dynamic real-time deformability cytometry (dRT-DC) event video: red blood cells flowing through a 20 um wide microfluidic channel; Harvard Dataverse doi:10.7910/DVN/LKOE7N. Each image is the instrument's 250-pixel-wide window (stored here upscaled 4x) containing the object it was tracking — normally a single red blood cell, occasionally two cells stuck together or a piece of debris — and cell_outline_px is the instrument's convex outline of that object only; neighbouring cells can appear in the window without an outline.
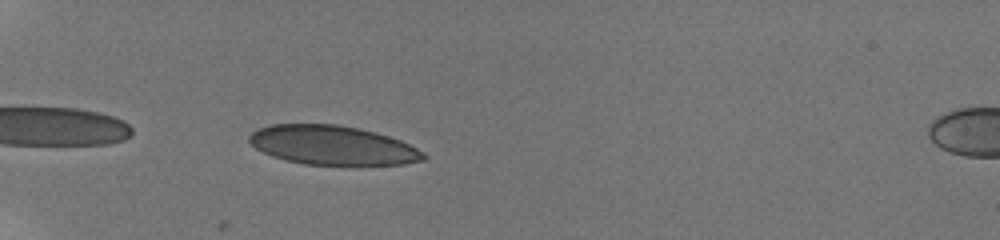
{"species": "human", "species_latin": "Homo sapiens", "temperature_condition": "room temperature", "stored_images_in_passage": 57, "camera_frame_rate_fps": 3000, "um_per_image_px": 0.085, "donor": {"sex": "male"}, "frame": {"image": 1, "passage_image": 5, "time_ms": 1.0, "image_size_px": [1000, 240], "cell_outline_px": [[428, 156], [424, 160], [404, 164], [356, 168], [348, 168], [304, 164], [284, 160], [272, 156], [256, 148], [248, 140], [248, 136], [252, 132], [260, 128], [272, 124], [336, 124], [360, 128], [388, 136], [400, 140], [416, 148]], "centroid_in_image_um": [28.31, 12.4], "position_along_channel_um": 56.7, "area_um2": 41.04}}
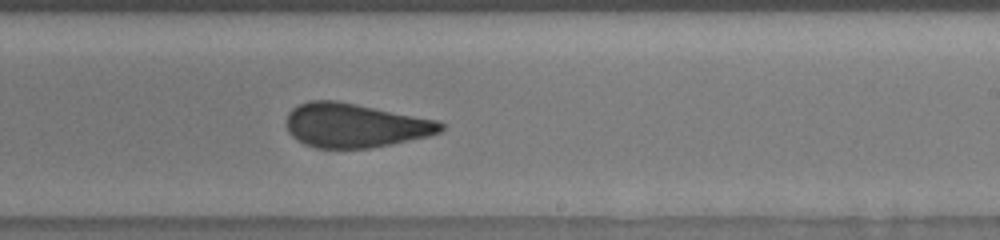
{"frame": {"image": 2, "passage_image": 30, "time_ms": 7.0, "image_size_px": [1000, 240], "cell_outline_px": [[444, 128], [440, 132], [428, 136], [392, 144], [368, 148], [316, 148], [304, 144], [292, 136], [288, 132], [288, 112], [292, 108], [308, 100], [336, 100], [440, 120], [444, 124]], "centroid_in_image_um": [30.2, 10.65], "position_along_channel_um": 258.8, "area_um2": 39.77}}
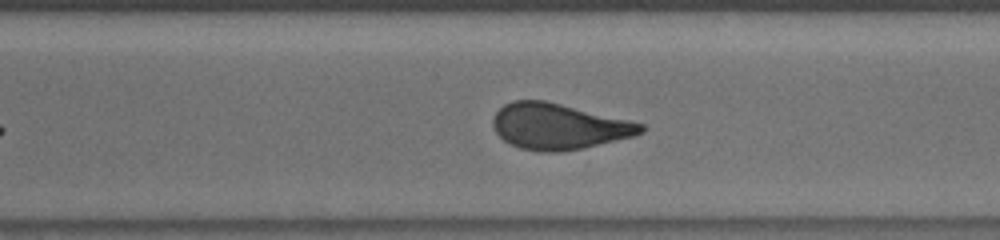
{"frame": {"image": 3, "passage_image": 39, "time_ms": 8.667, "image_size_px": [1000, 240], "cell_outline_px": [[644, 132], [636, 136], [584, 148], [560, 152], [540, 152], [520, 148], [504, 140], [496, 132], [492, 124], [492, 120], [496, 112], [504, 104], [512, 100], [544, 100], [628, 120], [644, 124]], "centroid_in_image_um": [47.48, 10.75], "position_along_channel_um": 323.1, "area_um2": 39.48}, "authors_computed_cell_mechanics": {"area_um2": 39.882, "velocity_mm_per_s": 3.8742, "shape_relaxation_time_tau1_ms": null, "shape_relaxation_time_tau2_ms": 0.9521, "deformation_change_tau1": null, "deformation_change_tau2": 0.0742}}